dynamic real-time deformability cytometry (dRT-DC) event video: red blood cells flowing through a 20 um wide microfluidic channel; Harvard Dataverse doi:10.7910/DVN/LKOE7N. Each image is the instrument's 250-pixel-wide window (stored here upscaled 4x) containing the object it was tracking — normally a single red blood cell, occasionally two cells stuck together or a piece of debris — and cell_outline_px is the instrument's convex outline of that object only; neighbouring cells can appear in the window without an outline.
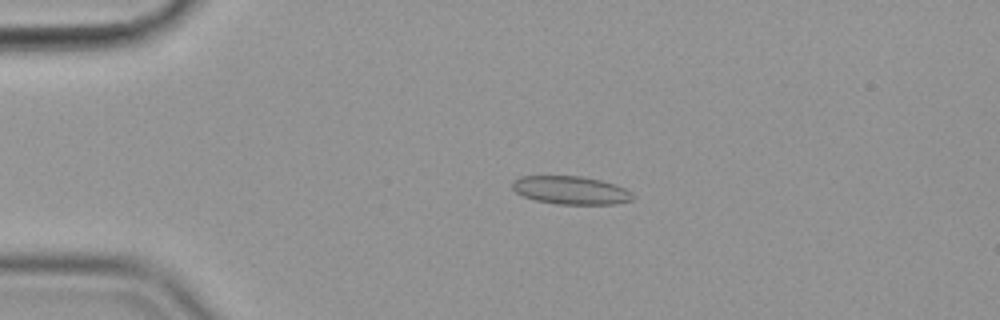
{"species": "common noctule bat (a hibernating species)", "species_latin": "Nyctalus noctula", "temperature_condition": "cold", "stored_images_in_passage": 56, "camera_frame_rate_fps": 3000, "um_per_image_px": 0.085, "animal": {"sex": "female", "body_mass_g": 19.9}, "frame": {"image": 1, "passage_image": 12, "time_ms": 3.667, "image_size_px": [1000, 320], "cell_outline_px": [[632, 200], [616, 204], [556, 204], [536, 200], [524, 196], [516, 192], [512, 188], [512, 180], [520, 176], [580, 176], [600, 180], [624, 188], [632, 192]], "centroid_in_image_um": [48.48, 16.17], "position_along_channel_um": 36.5, "area_um2": 19.65}}
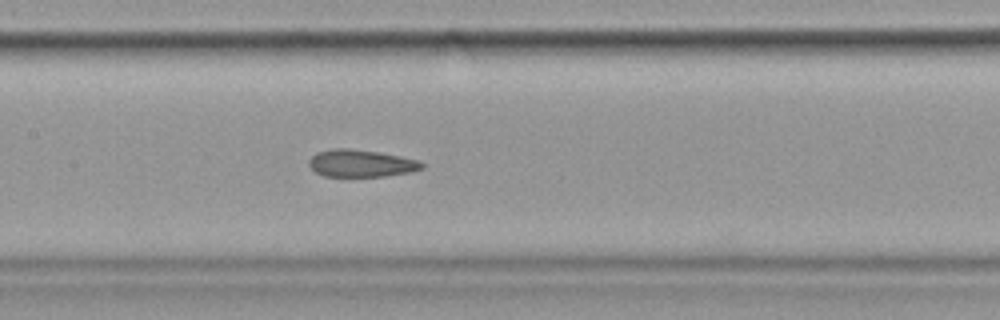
{"frame": {"image": 2, "passage_image": 27, "time_ms": 8.667, "image_size_px": [1000, 320], "cell_outline_px": [[424, 168], [412, 172], [384, 176], [324, 176], [316, 172], [308, 164], [308, 160], [316, 152], [332, 148], [348, 148], [376, 152], [400, 156], [420, 160], [424, 164]], "centroid_in_image_um": [30.7, 13.88], "position_along_channel_um": 176.7, "area_um2": 17.98}}
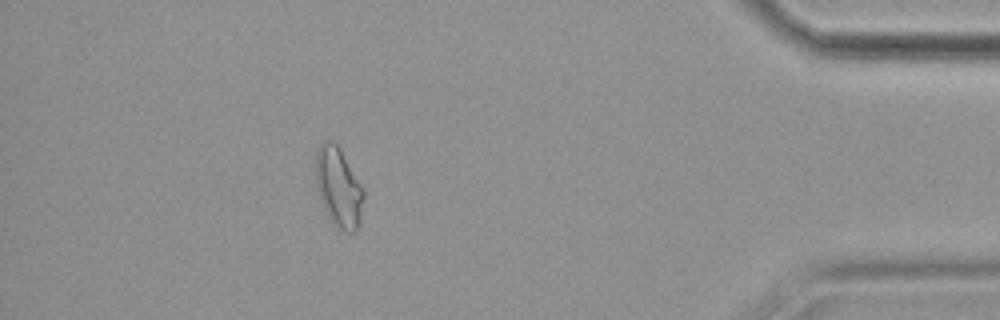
{"frame": {"image": 3, "passage_image": 50, "time_ms": 16.333, "image_size_px": [1000, 320], "cell_outline_px": [[364, 196], [356, 232], [344, 232], [332, 224], [324, 208], [316, 184], [316, 148], [324, 140], [332, 140], [340, 148], [364, 188]], "centroid_in_image_um": [28.77, 15.89], "position_along_channel_um": 406.4, "area_um2": 22.2}, "authors_computed_cell_mechanics": {"area_um2": 19.363, "velocity_mm_per_s": 3.5776, "shape_relaxation_time_tau1_ms": null, "shape_relaxation_time_tau2_ms": 2.2794, "deformation_change_tau1": null, "deformation_change_tau2": 0.0824}}